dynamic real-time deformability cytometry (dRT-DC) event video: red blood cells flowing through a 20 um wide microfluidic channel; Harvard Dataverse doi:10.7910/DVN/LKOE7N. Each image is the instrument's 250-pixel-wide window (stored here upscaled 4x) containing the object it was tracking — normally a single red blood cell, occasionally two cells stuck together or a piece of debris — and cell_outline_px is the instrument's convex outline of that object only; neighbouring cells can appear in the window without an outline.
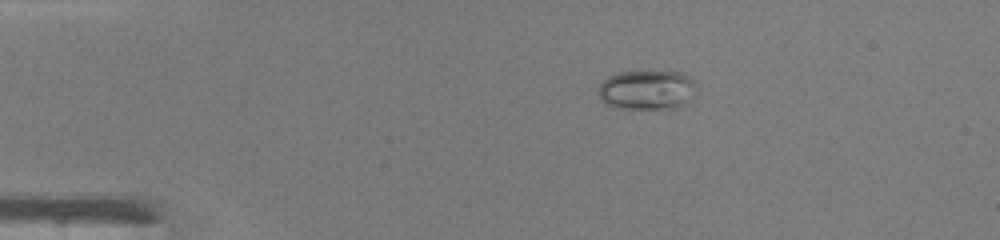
{"species": "common noctule bat (a hibernating species)", "species_latin": "Nyctalus noctula", "temperature_condition": "warm", "stored_images_in_passage": 39, "camera_frame_rate_fps": 3000, "um_per_image_px": 0.085, "animal": {"sex": "male", "body_mass_g": 19.0, "forearm_length_mm": 50.8}, "frame": {"image": 1, "passage_image": 1, "time_ms": 0.0, "image_size_px": [1000, 240], "cell_outline_px": [[696, 88], [688, 100], [684, 104], [676, 108], [620, 108], [604, 104], [596, 92], [596, 88], [608, 76], [616, 72], [680, 72], [696, 80]], "centroid_in_image_um": [54.95, 7.63], "position_along_channel_um": 30.1, "area_um2": 22.66}}
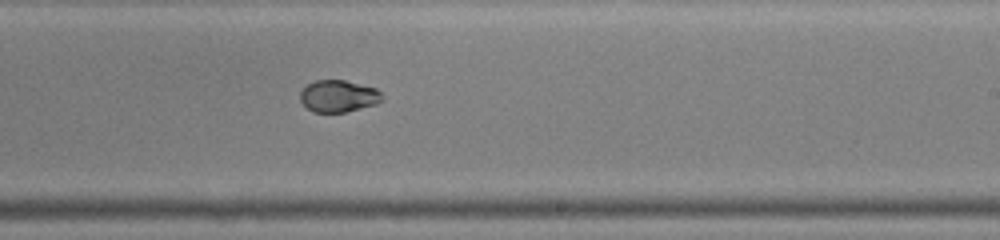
{"frame": {"image": 2, "passage_image": 21, "time_ms": 6.667, "image_size_px": [1000, 240], "cell_outline_px": [[384, 100], [376, 104], [344, 112], [312, 112], [300, 100], [300, 92], [308, 84], [316, 80], [344, 80], [376, 88], [380, 92]], "centroid_in_image_um": [28.77, 8.17], "position_along_channel_um": 260.2, "area_um2": 15.14}}
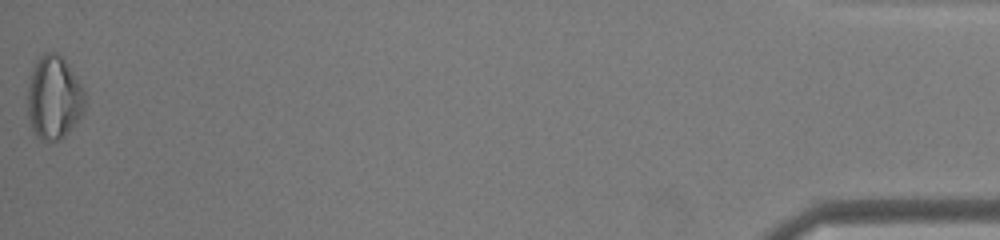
{"frame": {"image": 3, "passage_image": 39, "time_ms": 12.667, "image_size_px": [1000, 240], "cell_outline_px": [[84, 108], [80, 116], [68, 132], [60, 140], [40, 140], [36, 136], [28, 120], [28, 76], [32, 68], [40, 56], [44, 52], [56, 52], [68, 64], [84, 88]], "centroid_in_image_um": [4.56, 8.28], "position_along_channel_um": 430.6, "area_um2": 27.92}, "authors_computed_cell_mechanics": {"area_um2": 18.207, "velocity_mm_per_s": 4.3536, "shape_relaxation_time_tau1_ms": 10.6968, "shape_relaxation_time_tau2_ms": null, "deformation_change_tau1": 0.2964, "deformation_change_tau2": null}}